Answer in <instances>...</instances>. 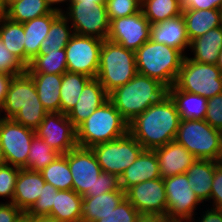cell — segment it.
I'll return each instance as SVG.
<instances>
[{"label":"cell","instance_id":"cell-1","mask_svg":"<svg viewBox=\"0 0 222 222\" xmlns=\"http://www.w3.org/2000/svg\"><path fill=\"white\" fill-rule=\"evenodd\" d=\"M179 123L176 105L167 93L129 122L128 132L144 150H155L175 141Z\"/></svg>","mask_w":222,"mask_h":222},{"label":"cell","instance_id":"cell-2","mask_svg":"<svg viewBox=\"0 0 222 222\" xmlns=\"http://www.w3.org/2000/svg\"><path fill=\"white\" fill-rule=\"evenodd\" d=\"M3 112L2 118L13 119L34 131L48 114L27 72L13 76L1 107V113Z\"/></svg>","mask_w":222,"mask_h":222},{"label":"cell","instance_id":"cell-3","mask_svg":"<svg viewBox=\"0 0 222 222\" xmlns=\"http://www.w3.org/2000/svg\"><path fill=\"white\" fill-rule=\"evenodd\" d=\"M167 94L158 80L137 73L128 83L108 94V99L129 123Z\"/></svg>","mask_w":222,"mask_h":222},{"label":"cell","instance_id":"cell-4","mask_svg":"<svg viewBox=\"0 0 222 222\" xmlns=\"http://www.w3.org/2000/svg\"><path fill=\"white\" fill-rule=\"evenodd\" d=\"M185 56L176 48L147 40L135 51L137 71L168 89L174 85Z\"/></svg>","mask_w":222,"mask_h":222},{"label":"cell","instance_id":"cell-5","mask_svg":"<svg viewBox=\"0 0 222 222\" xmlns=\"http://www.w3.org/2000/svg\"><path fill=\"white\" fill-rule=\"evenodd\" d=\"M127 133L128 122L108 99L76 128V140L79 147L92 148Z\"/></svg>","mask_w":222,"mask_h":222},{"label":"cell","instance_id":"cell-6","mask_svg":"<svg viewBox=\"0 0 222 222\" xmlns=\"http://www.w3.org/2000/svg\"><path fill=\"white\" fill-rule=\"evenodd\" d=\"M137 73L135 51L103 40L96 78L108 94L128 83Z\"/></svg>","mask_w":222,"mask_h":222},{"label":"cell","instance_id":"cell-7","mask_svg":"<svg viewBox=\"0 0 222 222\" xmlns=\"http://www.w3.org/2000/svg\"><path fill=\"white\" fill-rule=\"evenodd\" d=\"M175 141L197 159L222 162V132L205 120H180Z\"/></svg>","mask_w":222,"mask_h":222},{"label":"cell","instance_id":"cell-8","mask_svg":"<svg viewBox=\"0 0 222 222\" xmlns=\"http://www.w3.org/2000/svg\"><path fill=\"white\" fill-rule=\"evenodd\" d=\"M174 86L210 99L222 93V73L216 64L198 63L185 56Z\"/></svg>","mask_w":222,"mask_h":222},{"label":"cell","instance_id":"cell-9","mask_svg":"<svg viewBox=\"0 0 222 222\" xmlns=\"http://www.w3.org/2000/svg\"><path fill=\"white\" fill-rule=\"evenodd\" d=\"M91 149L102 171L119 177L144 150L129 132L121 138L95 145Z\"/></svg>","mask_w":222,"mask_h":222},{"label":"cell","instance_id":"cell-10","mask_svg":"<svg viewBox=\"0 0 222 222\" xmlns=\"http://www.w3.org/2000/svg\"><path fill=\"white\" fill-rule=\"evenodd\" d=\"M62 14L72 21L74 34L107 39L110 20L105 3H70Z\"/></svg>","mask_w":222,"mask_h":222},{"label":"cell","instance_id":"cell-11","mask_svg":"<svg viewBox=\"0 0 222 222\" xmlns=\"http://www.w3.org/2000/svg\"><path fill=\"white\" fill-rule=\"evenodd\" d=\"M167 197L166 216L173 222H191L202 202L192 191L186 173L163 179Z\"/></svg>","mask_w":222,"mask_h":222},{"label":"cell","instance_id":"cell-12","mask_svg":"<svg viewBox=\"0 0 222 222\" xmlns=\"http://www.w3.org/2000/svg\"><path fill=\"white\" fill-rule=\"evenodd\" d=\"M103 40L74 34L65 47L67 71L96 78Z\"/></svg>","mask_w":222,"mask_h":222},{"label":"cell","instance_id":"cell-13","mask_svg":"<svg viewBox=\"0 0 222 222\" xmlns=\"http://www.w3.org/2000/svg\"><path fill=\"white\" fill-rule=\"evenodd\" d=\"M35 131L13 119L2 118L0 121V145L7 164L24 168Z\"/></svg>","mask_w":222,"mask_h":222},{"label":"cell","instance_id":"cell-14","mask_svg":"<svg viewBox=\"0 0 222 222\" xmlns=\"http://www.w3.org/2000/svg\"><path fill=\"white\" fill-rule=\"evenodd\" d=\"M68 165L72 174V189L80 196L95 194L96 180L102 169L92 149L77 146L70 150Z\"/></svg>","mask_w":222,"mask_h":222},{"label":"cell","instance_id":"cell-15","mask_svg":"<svg viewBox=\"0 0 222 222\" xmlns=\"http://www.w3.org/2000/svg\"><path fill=\"white\" fill-rule=\"evenodd\" d=\"M151 24L143 11L110 21L107 40L136 51L150 40Z\"/></svg>","mask_w":222,"mask_h":222},{"label":"cell","instance_id":"cell-16","mask_svg":"<svg viewBox=\"0 0 222 222\" xmlns=\"http://www.w3.org/2000/svg\"><path fill=\"white\" fill-rule=\"evenodd\" d=\"M35 133L59 154H66L78 146L76 128L67 115L61 112L48 113Z\"/></svg>","mask_w":222,"mask_h":222},{"label":"cell","instance_id":"cell-17","mask_svg":"<svg viewBox=\"0 0 222 222\" xmlns=\"http://www.w3.org/2000/svg\"><path fill=\"white\" fill-rule=\"evenodd\" d=\"M125 198L140 214L166 216L167 197L161 177L131 186L125 191Z\"/></svg>","mask_w":222,"mask_h":222},{"label":"cell","instance_id":"cell-18","mask_svg":"<svg viewBox=\"0 0 222 222\" xmlns=\"http://www.w3.org/2000/svg\"><path fill=\"white\" fill-rule=\"evenodd\" d=\"M158 159L161 178L186 173L197 159L183 145L176 141L154 150Z\"/></svg>","mask_w":222,"mask_h":222},{"label":"cell","instance_id":"cell-19","mask_svg":"<svg viewBox=\"0 0 222 222\" xmlns=\"http://www.w3.org/2000/svg\"><path fill=\"white\" fill-rule=\"evenodd\" d=\"M108 100V93L97 78H92L82 90L79 100L67 114L73 126L77 128L95 109Z\"/></svg>","mask_w":222,"mask_h":222},{"label":"cell","instance_id":"cell-20","mask_svg":"<svg viewBox=\"0 0 222 222\" xmlns=\"http://www.w3.org/2000/svg\"><path fill=\"white\" fill-rule=\"evenodd\" d=\"M44 184L41 172L20 168L12 203L25 214L38 200Z\"/></svg>","mask_w":222,"mask_h":222},{"label":"cell","instance_id":"cell-21","mask_svg":"<svg viewBox=\"0 0 222 222\" xmlns=\"http://www.w3.org/2000/svg\"><path fill=\"white\" fill-rule=\"evenodd\" d=\"M160 177L159 163L155 151L143 150L119 178L121 189L126 191L133 185Z\"/></svg>","mask_w":222,"mask_h":222},{"label":"cell","instance_id":"cell-22","mask_svg":"<svg viewBox=\"0 0 222 222\" xmlns=\"http://www.w3.org/2000/svg\"><path fill=\"white\" fill-rule=\"evenodd\" d=\"M150 40L176 48L184 54V51L190 47V41L186 33L183 15L152 24Z\"/></svg>","mask_w":222,"mask_h":222},{"label":"cell","instance_id":"cell-23","mask_svg":"<svg viewBox=\"0 0 222 222\" xmlns=\"http://www.w3.org/2000/svg\"><path fill=\"white\" fill-rule=\"evenodd\" d=\"M60 14L61 13L52 10L47 15L23 23L26 67H28L31 60H33L39 54L42 41L46 38L52 22Z\"/></svg>","mask_w":222,"mask_h":222},{"label":"cell","instance_id":"cell-24","mask_svg":"<svg viewBox=\"0 0 222 222\" xmlns=\"http://www.w3.org/2000/svg\"><path fill=\"white\" fill-rule=\"evenodd\" d=\"M220 163L210 159H196L186 171L190 188L202 203L210 200L212 179Z\"/></svg>","mask_w":222,"mask_h":222},{"label":"cell","instance_id":"cell-25","mask_svg":"<svg viewBox=\"0 0 222 222\" xmlns=\"http://www.w3.org/2000/svg\"><path fill=\"white\" fill-rule=\"evenodd\" d=\"M125 198V191L116 190L94 196H83L81 222H97L108 215Z\"/></svg>","mask_w":222,"mask_h":222},{"label":"cell","instance_id":"cell-26","mask_svg":"<svg viewBox=\"0 0 222 222\" xmlns=\"http://www.w3.org/2000/svg\"><path fill=\"white\" fill-rule=\"evenodd\" d=\"M167 93L176 105L180 120L205 119L208 99L198 94L179 90L174 85L167 89Z\"/></svg>","mask_w":222,"mask_h":222},{"label":"cell","instance_id":"cell-27","mask_svg":"<svg viewBox=\"0 0 222 222\" xmlns=\"http://www.w3.org/2000/svg\"><path fill=\"white\" fill-rule=\"evenodd\" d=\"M193 57L189 59L204 64H216L222 50V26L213 28L190 42Z\"/></svg>","mask_w":222,"mask_h":222},{"label":"cell","instance_id":"cell-28","mask_svg":"<svg viewBox=\"0 0 222 222\" xmlns=\"http://www.w3.org/2000/svg\"><path fill=\"white\" fill-rule=\"evenodd\" d=\"M28 74L33 80L39 99L47 112H60L62 74Z\"/></svg>","mask_w":222,"mask_h":222},{"label":"cell","instance_id":"cell-29","mask_svg":"<svg viewBox=\"0 0 222 222\" xmlns=\"http://www.w3.org/2000/svg\"><path fill=\"white\" fill-rule=\"evenodd\" d=\"M182 15L190 42L209 30L222 26V10H183Z\"/></svg>","mask_w":222,"mask_h":222},{"label":"cell","instance_id":"cell-30","mask_svg":"<svg viewBox=\"0 0 222 222\" xmlns=\"http://www.w3.org/2000/svg\"><path fill=\"white\" fill-rule=\"evenodd\" d=\"M82 201L83 196L73 189L58 190L49 215L55 217L59 222H81Z\"/></svg>","mask_w":222,"mask_h":222},{"label":"cell","instance_id":"cell-31","mask_svg":"<svg viewBox=\"0 0 222 222\" xmlns=\"http://www.w3.org/2000/svg\"><path fill=\"white\" fill-rule=\"evenodd\" d=\"M27 73L64 74L67 72L66 50L40 49L39 54L31 60Z\"/></svg>","mask_w":222,"mask_h":222},{"label":"cell","instance_id":"cell-32","mask_svg":"<svg viewBox=\"0 0 222 222\" xmlns=\"http://www.w3.org/2000/svg\"><path fill=\"white\" fill-rule=\"evenodd\" d=\"M92 78L81 73L65 72L62 74L60 89V112L68 114L79 100L84 86Z\"/></svg>","mask_w":222,"mask_h":222},{"label":"cell","instance_id":"cell-33","mask_svg":"<svg viewBox=\"0 0 222 222\" xmlns=\"http://www.w3.org/2000/svg\"><path fill=\"white\" fill-rule=\"evenodd\" d=\"M23 23H17L3 16L0 19V39L6 49L12 52L25 65Z\"/></svg>","mask_w":222,"mask_h":222},{"label":"cell","instance_id":"cell-34","mask_svg":"<svg viewBox=\"0 0 222 222\" xmlns=\"http://www.w3.org/2000/svg\"><path fill=\"white\" fill-rule=\"evenodd\" d=\"M141 10L151 25L177 17L183 12L181 0H142Z\"/></svg>","mask_w":222,"mask_h":222},{"label":"cell","instance_id":"cell-35","mask_svg":"<svg viewBox=\"0 0 222 222\" xmlns=\"http://www.w3.org/2000/svg\"><path fill=\"white\" fill-rule=\"evenodd\" d=\"M51 11L45 0H19L4 11V16L11 21L24 23L47 15Z\"/></svg>","mask_w":222,"mask_h":222},{"label":"cell","instance_id":"cell-36","mask_svg":"<svg viewBox=\"0 0 222 222\" xmlns=\"http://www.w3.org/2000/svg\"><path fill=\"white\" fill-rule=\"evenodd\" d=\"M45 182L58 190H72V174L68 165V152L60 154L53 162L40 171Z\"/></svg>","mask_w":222,"mask_h":222},{"label":"cell","instance_id":"cell-37","mask_svg":"<svg viewBox=\"0 0 222 222\" xmlns=\"http://www.w3.org/2000/svg\"><path fill=\"white\" fill-rule=\"evenodd\" d=\"M60 154L51 148L42 138L34 136L27 157V165L24 169L31 171H42L51 162H53Z\"/></svg>","mask_w":222,"mask_h":222},{"label":"cell","instance_id":"cell-38","mask_svg":"<svg viewBox=\"0 0 222 222\" xmlns=\"http://www.w3.org/2000/svg\"><path fill=\"white\" fill-rule=\"evenodd\" d=\"M73 35V27L61 13L52 22L46 38L41 43V49H64Z\"/></svg>","mask_w":222,"mask_h":222},{"label":"cell","instance_id":"cell-39","mask_svg":"<svg viewBox=\"0 0 222 222\" xmlns=\"http://www.w3.org/2000/svg\"><path fill=\"white\" fill-rule=\"evenodd\" d=\"M105 5L111 21L140 12L142 0H106Z\"/></svg>","mask_w":222,"mask_h":222},{"label":"cell","instance_id":"cell-40","mask_svg":"<svg viewBox=\"0 0 222 222\" xmlns=\"http://www.w3.org/2000/svg\"><path fill=\"white\" fill-rule=\"evenodd\" d=\"M58 189L45 182L38 200L25 215H49L54 204Z\"/></svg>","mask_w":222,"mask_h":222},{"label":"cell","instance_id":"cell-41","mask_svg":"<svg viewBox=\"0 0 222 222\" xmlns=\"http://www.w3.org/2000/svg\"><path fill=\"white\" fill-rule=\"evenodd\" d=\"M139 215L136 208L124 198L112 212L97 222H136Z\"/></svg>","mask_w":222,"mask_h":222},{"label":"cell","instance_id":"cell-42","mask_svg":"<svg viewBox=\"0 0 222 222\" xmlns=\"http://www.w3.org/2000/svg\"><path fill=\"white\" fill-rule=\"evenodd\" d=\"M20 167L5 164L0 166V197L10 198L13 201V194Z\"/></svg>","mask_w":222,"mask_h":222},{"label":"cell","instance_id":"cell-43","mask_svg":"<svg viewBox=\"0 0 222 222\" xmlns=\"http://www.w3.org/2000/svg\"><path fill=\"white\" fill-rule=\"evenodd\" d=\"M27 67L15 56L6 49L0 39V73L10 75H20L26 72Z\"/></svg>","mask_w":222,"mask_h":222},{"label":"cell","instance_id":"cell-44","mask_svg":"<svg viewBox=\"0 0 222 222\" xmlns=\"http://www.w3.org/2000/svg\"><path fill=\"white\" fill-rule=\"evenodd\" d=\"M205 121L222 132V93L208 99Z\"/></svg>","mask_w":222,"mask_h":222},{"label":"cell","instance_id":"cell-45","mask_svg":"<svg viewBox=\"0 0 222 222\" xmlns=\"http://www.w3.org/2000/svg\"><path fill=\"white\" fill-rule=\"evenodd\" d=\"M116 190H122L119 176L102 171L96 180L95 194H89L88 196L96 197L100 194Z\"/></svg>","mask_w":222,"mask_h":222},{"label":"cell","instance_id":"cell-46","mask_svg":"<svg viewBox=\"0 0 222 222\" xmlns=\"http://www.w3.org/2000/svg\"><path fill=\"white\" fill-rule=\"evenodd\" d=\"M210 200L213 208L222 209V162L215 168Z\"/></svg>","mask_w":222,"mask_h":222},{"label":"cell","instance_id":"cell-47","mask_svg":"<svg viewBox=\"0 0 222 222\" xmlns=\"http://www.w3.org/2000/svg\"><path fill=\"white\" fill-rule=\"evenodd\" d=\"M25 214L12 202H0V222H18Z\"/></svg>","mask_w":222,"mask_h":222},{"label":"cell","instance_id":"cell-48","mask_svg":"<svg viewBox=\"0 0 222 222\" xmlns=\"http://www.w3.org/2000/svg\"><path fill=\"white\" fill-rule=\"evenodd\" d=\"M183 10H222V0H181Z\"/></svg>","mask_w":222,"mask_h":222},{"label":"cell","instance_id":"cell-49","mask_svg":"<svg viewBox=\"0 0 222 222\" xmlns=\"http://www.w3.org/2000/svg\"><path fill=\"white\" fill-rule=\"evenodd\" d=\"M208 208L205 213L203 212V215H201L202 218H199L197 221L199 222H222V209L219 208Z\"/></svg>","mask_w":222,"mask_h":222},{"label":"cell","instance_id":"cell-50","mask_svg":"<svg viewBox=\"0 0 222 222\" xmlns=\"http://www.w3.org/2000/svg\"><path fill=\"white\" fill-rule=\"evenodd\" d=\"M13 76L14 75L7 73H0V108L4 104L10 81L12 80Z\"/></svg>","mask_w":222,"mask_h":222},{"label":"cell","instance_id":"cell-51","mask_svg":"<svg viewBox=\"0 0 222 222\" xmlns=\"http://www.w3.org/2000/svg\"><path fill=\"white\" fill-rule=\"evenodd\" d=\"M136 222H173L167 216L158 214H140Z\"/></svg>","mask_w":222,"mask_h":222},{"label":"cell","instance_id":"cell-52","mask_svg":"<svg viewBox=\"0 0 222 222\" xmlns=\"http://www.w3.org/2000/svg\"><path fill=\"white\" fill-rule=\"evenodd\" d=\"M29 222H59L55 217L50 215H25Z\"/></svg>","mask_w":222,"mask_h":222},{"label":"cell","instance_id":"cell-53","mask_svg":"<svg viewBox=\"0 0 222 222\" xmlns=\"http://www.w3.org/2000/svg\"><path fill=\"white\" fill-rule=\"evenodd\" d=\"M68 2V4H70L71 0H45L46 4L51 8V10L57 11L59 13H63L64 10H62V8H58V7H52L54 4H60V3H64V2Z\"/></svg>","mask_w":222,"mask_h":222},{"label":"cell","instance_id":"cell-54","mask_svg":"<svg viewBox=\"0 0 222 222\" xmlns=\"http://www.w3.org/2000/svg\"><path fill=\"white\" fill-rule=\"evenodd\" d=\"M70 3H105V0H71Z\"/></svg>","mask_w":222,"mask_h":222},{"label":"cell","instance_id":"cell-55","mask_svg":"<svg viewBox=\"0 0 222 222\" xmlns=\"http://www.w3.org/2000/svg\"><path fill=\"white\" fill-rule=\"evenodd\" d=\"M17 1L19 0H0V3H1V7L5 11L11 4Z\"/></svg>","mask_w":222,"mask_h":222},{"label":"cell","instance_id":"cell-56","mask_svg":"<svg viewBox=\"0 0 222 222\" xmlns=\"http://www.w3.org/2000/svg\"><path fill=\"white\" fill-rule=\"evenodd\" d=\"M7 164L4 153H3V149L0 145V166Z\"/></svg>","mask_w":222,"mask_h":222},{"label":"cell","instance_id":"cell-57","mask_svg":"<svg viewBox=\"0 0 222 222\" xmlns=\"http://www.w3.org/2000/svg\"><path fill=\"white\" fill-rule=\"evenodd\" d=\"M217 67L219 68V70L221 71L222 73V50L221 52L219 53V57L217 59V63H216Z\"/></svg>","mask_w":222,"mask_h":222},{"label":"cell","instance_id":"cell-58","mask_svg":"<svg viewBox=\"0 0 222 222\" xmlns=\"http://www.w3.org/2000/svg\"><path fill=\"white\" fill-rule=\"evenodd\" d=\"M4 16V10L1 7V3H0V19Z\"/></svg>","mask_w":222,"mask_h":222},{"label":"cell","instance_id":"cell-59","mask_svg":"<svg viewBox=\"0 0 222 222\" xmlns=\"http://www.w3.org/2000/svg\"><path fill=\"white\" fill-rule=\"evenodd\" d=\"M18 222H29L28 218L24 216L22 219H20Z\"/></svg>","mask_w":222,"mask_h":222}]
</instances>
